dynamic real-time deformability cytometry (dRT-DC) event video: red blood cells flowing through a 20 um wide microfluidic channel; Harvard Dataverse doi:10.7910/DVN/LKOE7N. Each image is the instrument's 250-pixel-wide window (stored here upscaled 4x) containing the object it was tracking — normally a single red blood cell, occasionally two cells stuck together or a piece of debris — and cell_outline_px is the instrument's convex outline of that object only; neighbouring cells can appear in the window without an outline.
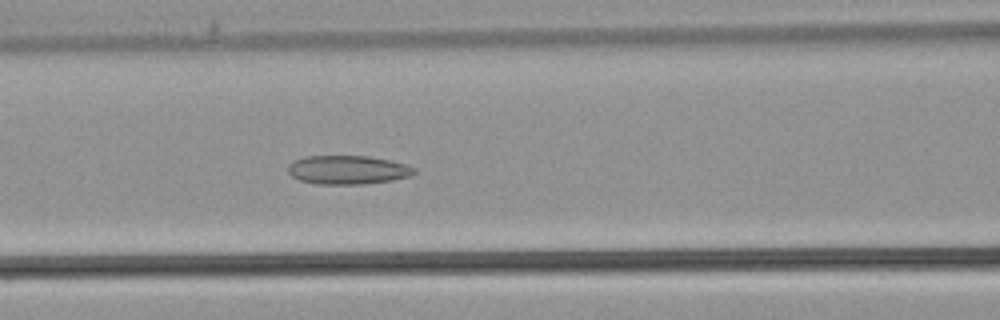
{"species": "common noctule bat (a hibernating species)", "species_latin": "Nyctalus noctula", "temperature_condition": "warm", "stored_images_in_passage": 37, "camera_frame_rate_fps": 3000, "um_per_image_px": 0.085, "animal": {"sex": "male", "body_mass_g": 21.5, "forearm_length_mm": 52.0}, "frame": {"image": 1, "passage_image": 15, "time_ms": 4.667, "image_size_px": [1000, 320], "cell_outline_px": [[416, 172], [412, 176], [392, 180], [364, 184], [316, 184], [300, 180], [292, 176], [288, 172], [288, 164], [304, 156], [368, 156], [408, 164], [416, 168]], "centroid_in_image_um": [29.59, 14.44], "position_along_channel_um": 137.0, "area_um2": 21.27}}
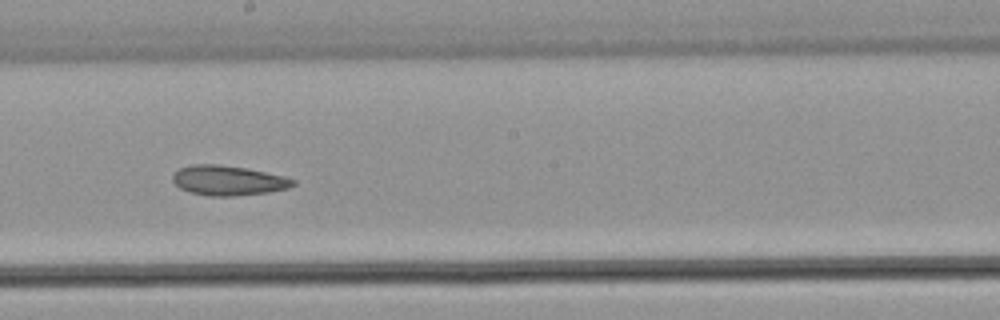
{"frame": {"image": 2, "passage_image": 20, "time_ms": 6.333, "image_size_px": [1000, 320], "cell_outline_px": [[296, 184], [288, 188], [268, 192], [232, 196], [208, 196], [188, 192], [180, 188], [172, 180], [172, 176], [180, 168], [192, 164], [220, 164], [248, 168], [284, 176], [296, 180]], "centroid_in_image_um": [19.4, 15.33], "position_along_channel_um": 228.8, "area_um2": 21.04}}
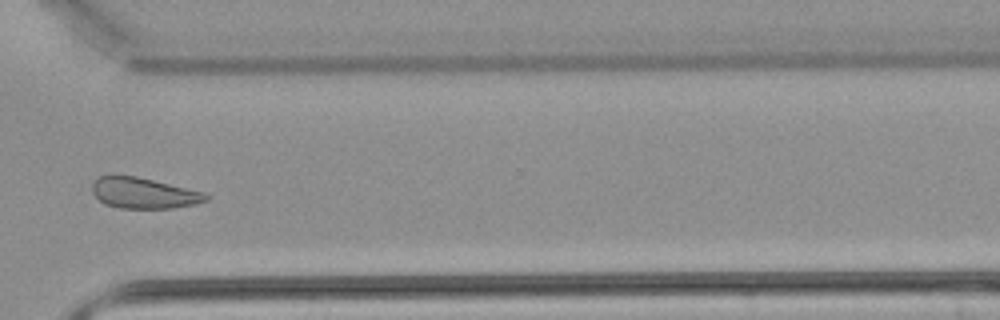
{"frame": {"image": 3, "passage_image": 27, "time_ms": 8.667, "image_size_px": [1000, 320], "cell_outline_px": [[208, 200], [196, 204], [172, 208], [120, 208], [104, 204], [92, 192], [92, 184], [100, 176], [136, 176], [204, 192], [208, 196]], "centroid_in_image_um": [12.23, 16.42], "position_along_channel_um": 358.4, "area_um2": 20.17}}